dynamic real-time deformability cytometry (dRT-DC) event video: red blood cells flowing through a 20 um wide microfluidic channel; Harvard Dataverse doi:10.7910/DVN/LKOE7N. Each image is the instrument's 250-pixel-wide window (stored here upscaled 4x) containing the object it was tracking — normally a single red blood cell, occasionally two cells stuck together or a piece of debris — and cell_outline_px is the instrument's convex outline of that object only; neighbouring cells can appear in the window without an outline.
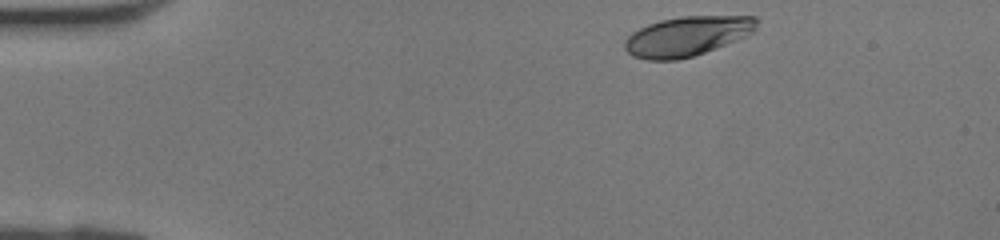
{"species": "human", "species_latin": "Homo sapiens", "temperature_condition": "room temperature", "stored_images_in_passage": 36, "camera_frame_rate_fps": 3000, "um_per_image_px": 0.085, "donor": {"sex": "female"}, "frame": {"image": 1, "passage_image": 1, "time_ms": 0.0, "image_size_px": [1000, 240], "cell_outline_px": [[760, 20], [756, 28], [752, 32], [736, 40], [716, 48], [692, 56], [676, 60], [648, 60], [632, 56], [624, 48], [624, 40], [632, 32], [648, 24], [660, 20], [680, 16], [756, 16]], "centroid_in_image_um": [58.39, 3.07], "position_along_channel_um": 26.6, "area_um2": 30.52}}
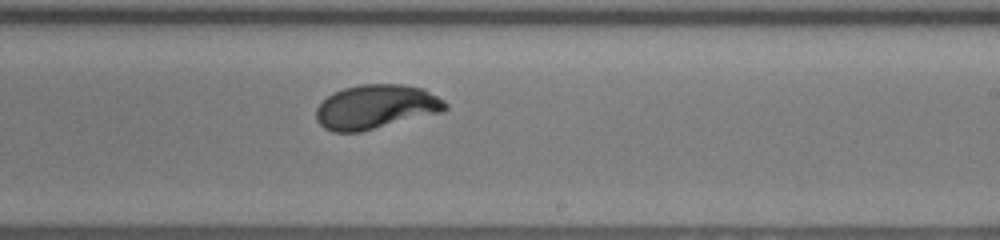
{"frame": {"image": 2, "passage_image": 20, "time_ms": 6.333, "image_size_px": [1000, 240], "cell_outline_px": [[448, 108], [444, 112], [360, 132], [332, 132], [324, 128], [316, 120], [316, 108], [328, 96], [344, 88], [360, 84], [404, 84], [424, 88], [444, 100], [448, 104]], "centroid_in_image_um": [32.0, 9.08], "position_along_channel_um": 257.0, "area_um2": 33.52}}
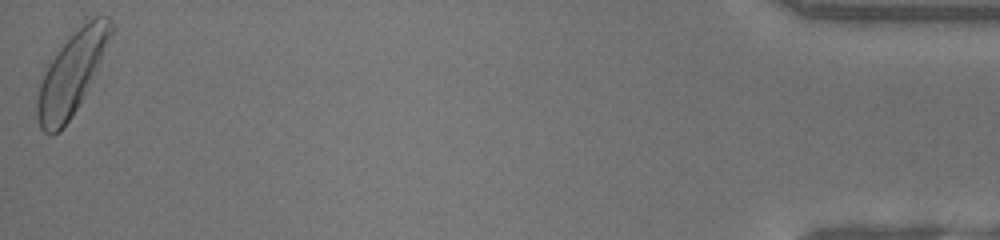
{"frame": {"image": 3, "passage_image": 36, "time_ms": 11.667, "image_size_px": [1000, 240], "cell_outline_px": [[116, 28], [76, 108], [60, 132], [52, 136], [44, 132], [40, 128], [36, 116], [36, 96], [40, 84], [52, 60], [60, 48], [88, 20], [96, 16], [108, 16], [112, 20]], "centroid_in_image_um": [6.08, 6.26], "position_along_channel_um": 429.1, "area_um2": 33.81}}